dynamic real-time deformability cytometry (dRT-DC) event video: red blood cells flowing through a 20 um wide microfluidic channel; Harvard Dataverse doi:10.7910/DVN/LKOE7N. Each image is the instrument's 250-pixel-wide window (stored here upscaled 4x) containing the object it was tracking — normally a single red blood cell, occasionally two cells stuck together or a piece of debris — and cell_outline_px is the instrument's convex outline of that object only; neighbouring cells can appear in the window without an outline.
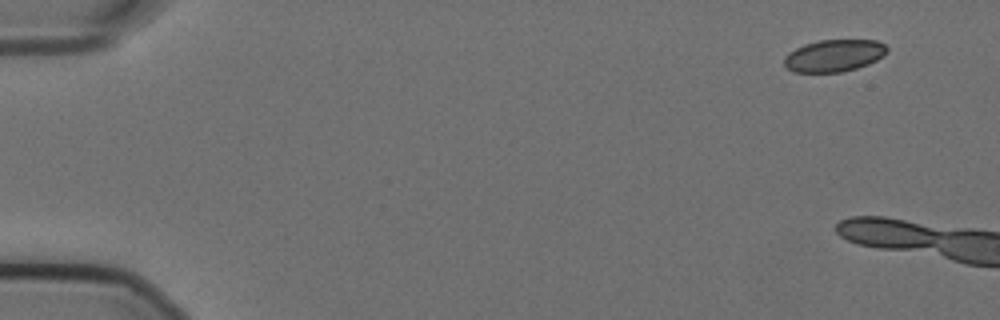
{"species": "Egyptian fruit bat (a non-hibernating species)", "species_latin": "Rousettus aegyptiacus", "temperature_condition": "cold", "stored_images_in_passage": 9, "camera_frame_rate_fps": 3000, "um_per_image_px": 0.085, "animal": {"sex": "female"}, "frame": {"image": 1, "passage_image": 1, "time_ms": 0.0, "image_size_px": [1000, 320], "cell_outline_px": [[888, 52], [884, 56], [868, 64], [856, 68], [840, 72], [792, 72], [784, 64], [784, 60], [788, 52], [804, 44], [820, 40], [876, 40], [884, 44], [888, 48]], "centroid_in_image_um": [70.91, 4.72], "position_along_channel_um": 14.1, "area_um2": 19.25}}